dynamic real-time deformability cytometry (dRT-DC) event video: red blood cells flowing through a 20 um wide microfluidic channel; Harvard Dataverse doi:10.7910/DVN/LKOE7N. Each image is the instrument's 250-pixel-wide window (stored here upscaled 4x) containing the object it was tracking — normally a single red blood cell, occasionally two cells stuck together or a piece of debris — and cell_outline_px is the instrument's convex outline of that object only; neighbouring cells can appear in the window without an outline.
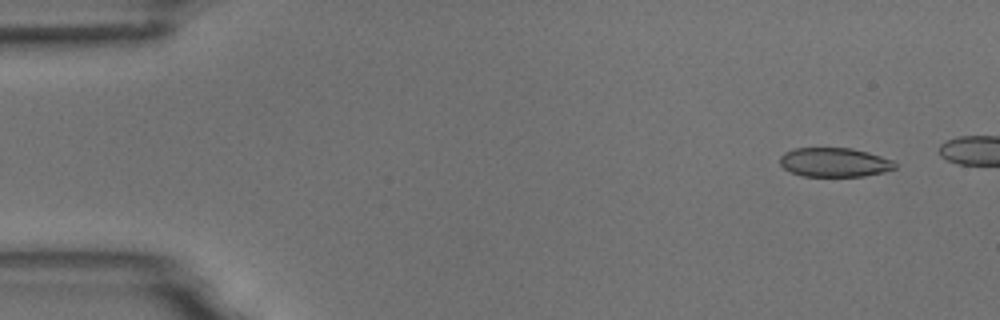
{"species": "common noctule bat (a hibernating species)", "species_latin": "Nyctalus noctula", "temperature_condition": "room temperature", "stored_images_in_passage": 4, "camera_frame_rate_fps": 3000, "um_per_image_px": 0.085, "animal": {"sex": "male", "body_mass_g": 18.8}, "frame": {"image": 1, "passage_image": 1, "time_ms": 0.0, "image_size_px": [1000, 320], "cell_outline_px": [[896, 168], [884, 172], [864, 176], [804, 176], [792, 172], [784, 168], [780, 164], [780, 156], [784, 152], [796, 148], [852, 148], [868, 152], [892, 160], [896, 164]], "centroid_in_image_um": [70.93, 13.79], "position_along_channel_um": 14.1, "area_um2": 19.48}}